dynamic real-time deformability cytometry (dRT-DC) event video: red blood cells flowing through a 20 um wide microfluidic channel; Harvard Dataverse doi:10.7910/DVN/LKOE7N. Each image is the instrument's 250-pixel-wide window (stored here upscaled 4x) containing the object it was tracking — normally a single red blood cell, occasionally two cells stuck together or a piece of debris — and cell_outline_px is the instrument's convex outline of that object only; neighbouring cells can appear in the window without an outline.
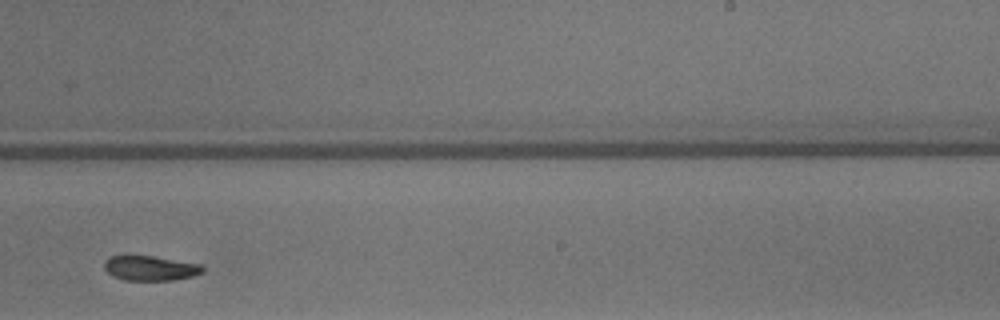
{"species": "common noctule bat (a hibernating species)", "species_latin": "Nyctalus noctula", "temperature_condition": "warm", "stored_images_in_passage": 26, "camera_frame_rate_fps": 3000, "um_per_image_px": 0.085, "animal": {"sex": "male", "body_mass_g": 13.3}, "frame": {"image": 1, "passage_image": 19, "time_ms": 6.0, "image_size_px": [1000, 320], "cell_outline_px": [[204, 272], [192, 276], [172, 280], [124, 280], [112, 276], [104, 268], [104, 264], [112, 256], [152, 256], [200, 264], [204, 268]], "centroid_in_image_um": [12.79, 22.8], "position_along_channel_um": 276.2, "area_um2": 13.99}}
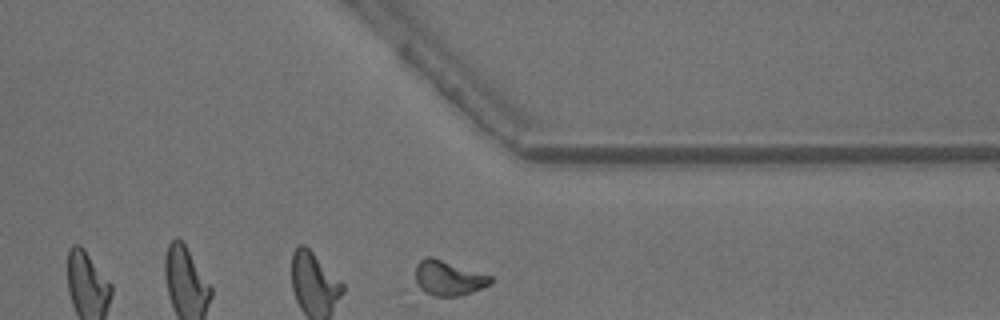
{"frame": {"image": 2, "passage_image": 26, "time_ms": 8.333, "image_size_px": [1000, 320], "cell_outline_px": [[492, 284], [472, 292], [460, 296], [436, 296], [424, 292], [420, 288], [416, 280], [416, 264], [420, 260], [428, 256], [432, 256], [492, 276]], "centroid_in_image_um": [38.13, 23.63], "position_along_channel_um": 373.3, "area_um2": 15.32}, "authors_computed_cell_mechanics": {"area_um2": 15.0858, "velocity_mm_per_s": 4.2234, "shape_relaxation_time_tau1_ms": 5.2745, "shape_relaxation_time_tau2_ms": 1.8401, "deformation_change_tau1": 0.1783, "deformation_change_tau2": 0.0817}}